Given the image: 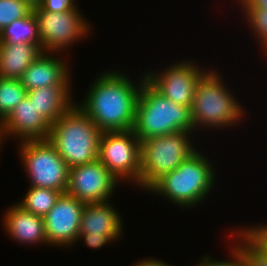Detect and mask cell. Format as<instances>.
<instances>
[{
  "instance_id": "obj_1",
  "label": "cell",
  "mask_w": 267,
  "mask_h": 266,
  "mask_svg": "<svg viewBox=\"0 0 267 266\" xmlns=\"http://www.w3.org/2000/svg\"><path fill=\"white\" fill-rule=\"evenodd\" d=\"M98 77L78 106L102 132L132 130L145 73L138 86L121 72L107 71Z\"/></svg>"
},
{
  "instance_id": "obj_2",
  "label": "cell",
  "mask_w": 267,
  "mask_h": 266,
  "mask_svg": "<svg viewBox=\"0 0 267 266\" xmlns=\"http://www.w3.org/2000/svg\"><path fill=\"white\" fill-rule=\"evenodd\" d=\"M191 107L159 93L146 79L138 96L133 131L140 142L151 137L194 131Z\"/></svg>"
},
{
  "instance_id": "obj_3",
  "label": "cell",
  "mask_w": 267,
  "mask_h": 266,
  "mask_svg": "<svg viewBox=\"0 0 267 266\" xmlns=\"http://www.w3.org/2000/svg\"><path fill=\"white\" fill-rule=\"evenodd\" d=\"M102 131L74 104L50 128L48 140L69 168L98 159Z\"/></svg>"
},
{
  "instance_id": "obj_4",
  "label": "cell",
  "mask_w": 267,
  "mask_h": 266,
  "mask_svg": "<svg viewBox=\"0 0 267 266\" xmlns=\"http://www.w3.org/2000/svg\"><path fill=\"white\" fill-rule=\"evenodd\" d=\"M215 172L209 159L196 150L175 170L163 175L148 190L179 207H193L213 189Z\"/></svg>"
},
{
  "instance_id": "obj_5",
  "label": "cell",
  "mask_w": 267,
  "mask_h": 266,
  "mask_svg": "<svg viewBox=\"0 0 267 266\" xmlns=\"http://www.w3.org/2000/svg\"><path fill=\"white\" fill-rule=\"evenodd\" d=\"M220 78L209 69L198 79L190 108L195 130L199 126L226 128L242 120L245 111Z\"/></svg>"
},
{
  "instance_id": "obj_6",
  "label": "cell",
  "mask_w": 267,
  "mask_h": 266,
  "mask_svg": "<svg viewBox=\"0 0 267 266\" xmlns=\"http://www.w3.org/2000/svg\"><path fill=\"white\" fill-rule=\"evenodd\" d=\"M191 132H177L141 141L139 186L148 190L163 175L175 170L196 148L189 140Z\"/></svg>"
},
{
  "instance_id": "obj_7",
  "label": "cell",
  "mask_w": 267,
  "mask_h": 266,
  "mask_svg": "<svg viewBox=\"0 0 267 266\" xmlns=\"http://www.w3.org/2000/svg\"><path fill=\"white\" fill-rule=\"evenodd\" d=\"M19 155L29 176L30 187L50 188L66 193L69 167L48 139L25 140Z\"/></svg>"
},
{
  "instance_id": "obj_8",
  "label": "cell",
  "mask_w": 267,
  "mask_h": 266,
  "mask_svg": "<svg viewBox=\"0 0 267 266\" xmlns=\"http://www.w3.org/2000/svg\"><path fill=\"white\" fill-rule=\"evenodd\" d=\"M98 159L116 179L126 178L139 185L141 142L133 130L102 132Z\"/></svg>"
},
{
  "instance_id": "obj_9",
  "label": "cell",
  "mask_w": 267,
  "mask_h": 266,
  "mask_svg": "<svg viewBox=\"0 0 267 266\" xmlns=\"http://www.w3.org/2000/svg\"><path fill=\"white\" fill-rule=\"evenodd\" d=\"M33 11L38 20L41 50L46 53L58 55L64 48L87 37L91 28L79 10L54 13L34 7Z\"/></svg>"
},
{
  "instance_id": "obj_10",
  "label": "cell",
  "mask_w": 267,
  "mask_h": 266,
  "mask_svg": "<svg viewBox=\"0 0 267 266\" xmlns=\"http://www.w3.org/2000/svg\"><path fill=\"white\" fill-rule=\"evenodd\" d=\"M118 182L120 181L97 159L69 168L66 193L84 203L110 201Z\"/></svg>"
},
{
  "instance_id": "obj_11",
  "label": "cell",
  "mask_w": 267,
  "mask_h": 266,
  "mask_svg": "<svg viewBox=\"0 0 267 266\" xmlns=\"http://www.w3.org/2000/svg\"><path fill=\"white\" fill-rule=\"evenodd\" d=\"M159 73H146V80L163 96L177 104L191 107L195 87L205 72L193 62L180 61Z\"/></svg>"
},
{
  "instance_id": "obj_12",
  "label": "cell",
  "mask_w": 267,
  "mask_h": 266,
  "mask_svg": "<svg viewBox=\"0 0 267 266\" xmlns=\"http://www.w3.org/2000/svg\"><path fill=\"white\" fill-rule=\"evenodd\" d=\"M85 203L68 193H62L55 205L43 217L48 245L72 246L78 240Z\"/></svg>"
},
{
  "instance_id": "obj_13",
  "label": "cell",
  "mask_w": 267,
  "mask_h": 266,
  "mask_svg": "<svg viewBox=\"0 0 267 266\" xmlns=\"http://www.w3.org/2000/svg\"><path fill=\"white\" fill-rule=\"evenodd\" d=\"M50 128L51 124L27 95L1 122L3 139L9 135L19 136L21 141L48 139Z\"/></svg>"
},
{
  "instance_id": "obj_14",
  "label": "cell",
  "mask_w": 267,
  "mask_h": 266,
  "mask_svg": "<svg viewBox=\"0 0 267 266\" xmlns=\"http://www.w3.org/2000/svg\"><path fill=\"white\" fill-rule=\"evenodd\" d=\"M47 54L42 52L23 73L20 81L27 91L46 86L71 84V75L66 62L60 57L54 58L52 52Z\"/></svg>"
},
{
  "instance_id": "obj_15",
  "label": "cell",
  "mask_w": 267,
  "mask_h": 266,
  "mask_svg": "<svg viewBox=\"0 0 267 266\" xmlns=\"http://www.w3.org/2000/svg\"><path fill=\"white\" fill-rule=\"evenodd\" d=\"M108 203H85L82 211L79 234L90 236L107 235L113 242L123 233V223L119 213Z\"/></svg>"
},
{
  "instance_id": "obj_16",
  "label": "cell",
  "mask_w": 267,
  "mask_h": 266,
  "mask_svg": "<svg viewBox=\"0 0 267 266\" xmlns=\"http://www.w3.org/2000/svg\"><path fill=\"white\" fill-rule=\"evenodd\" d=\"M3 222L5 232L19 243L48 244L43 217L24 210L18 204L8 209Z\"/></svg>"
},
{
  "instance_id": "obj_17",
  "label": "cell",
  "mask_w": 267,
  "mask_h": 266,
  "mask_svg": "<svg viewBox=\"0 0 267 266\" xmlns=\"http://www.w3.org/2000/svg\"><path fill=\"white\" fill-rule=\"evenodd\" d=\"M71 85H55L40 87L27 91L29 99L39 113L52 125L65 112H67L74 102L70 94Z\"/></svg>"
},
{
  "instance_id": "obj_18",
  "label": "cell",
  "mask_w": 267,
  "mask_h": 266,
  "mask_svg": "<svg viewBox=\"0 0 267 266\" xmlns=\"http://www.w3.org/2000/svg\"><path fill=\"white\" fill-rule=\"evenodd\" d=\"M42 52L36 44L0 43V77L20 80L25 70Z\"/></svg>"
},
{
  "instance_id": "obj_19",
  "label": "cell",
  "mask_w": 267,
  "mask_h": 266,
  "mask_svg": "<svg viewBox=\"0 0 267 266\" xmlns=\"http://www.w3.org/2000/svg\"><path fill=\"white\" fill-rule=\"evenodd\" d=\"M0 43L36 44L41 49L38 20L34 11L24 18L14 20L0 31Z\"/></svg>"
},
{
  "instance_id": "obj_20",
  "label": "cell",
  "mask_w": 267,
  "mask_h": 266,
  "mask_svg": "<svg viewBox=\"0 0 267 266\" xmlns=\"http://www.w3.org/2000/svg\"><path fill=\"white\" fill-rule=\"evenodd\" d=\"M61 194L62 192L58 190L29 186L22 202L17 204L28 212L44 217Z\"/></svg>"
},
{
  "instance_id": "obj_21",
  "label": "cell",
  "mask_w": 267,
  "mask_h": 266,
  "mask_svg": "<svg viewBox=\"0 0 267 266\" xmlns=\"http://www.w3.org/2000/svg\"><path fill=\"white\" fill-rule=\"evenodd\" d=\"M27 90L19 79L0 77V122L26 97Z\"/></svg>"
},
{
  "instance_id": "obj_22",
  "label": "cell",
  "mask_w": 267,
  "mask_h": 266,
  "mask_svg": "<svg viewBox=\"0 0 267 266\" xmlns=\"http://www.w3.org/2000/svg\"><path fill=\"white\" fill-rule=\"evenodd\" d=\"M33 11L24 0H0V31L12 23L26 17Z\"/></svg>"
},
{
  "instance_id": "obj_23",
  "label": "cell",
  "mask_w": 267,
  "mask_h": 266,
  "mask_svg": "<svg viewBox=\"0 0 267 266\" xmlns=\"http://www.w3.org/2000/svg\"><path fill=\"white\" fill-rule=\"evenodd\" d=\"M242 10L264 50L267 47V7H242Z\"/></svg>"
},
{
  "instance_id": "obj_24",
  "label": "cell",
  "mask_w": 267,
  "mask_h": 266,
  "mask_svg": "<svg viewBox=\"0 0 267 266\" xmlns=\"http://www.w3.org/2000/svg\"><path fill=\"white\" fill-rule=\"evenodd\" d=\"M243 266H267V252L263 250L242 228Z\"/></svg>"
},
{
  "instance_id": "obj_25",
  "label": "cell",
  "mask_w": 267,
  "mask_h": 266,
  "mask_svg": "<svg viewBox=\"0 0 267 266\" xmlns=\"http://www.w3.org/2000/svg\"><path fill=\"white\" fill-rule=\"evenodd\" d=\"M239 231V232H238ZM236 233L235 231L231 233V236H235V238L240 237L241 240H239L238 244L232 246L230 254H233L231 256V260H221V261H216L215 259L211 258L210 256H206L201 260V262L197 266H243V261H242V230H238ZM213 259V260H211Z\"/></svg>"
},
{
  "instance_id": "obj_26",
  "label": "cell",
  "mask_w": 267,
  "mask_h": 266,
  "mask_svg": "<svg viewBox=\"0 0 267 266\" xmlns=\"http://www.w3.org/2000/svg\"><path fill=\"white\" fill-rule=\"evenodd\" d=\"M74 0H43L38 6L42 11L47 12H66L78 10Z\"/></svg>"
},
{
  "instance_id": "obj_27",
  "label": "cell",
  "mask_w": 267,
  "mask_h": 266,
  "mask_svg": "<svg viewBox=\"0 0 267 266\" xmlns=\"http://www.w3.org/2000/svg\"><path fill=\"white\" fill-rule=\"evenodd\" d=\"M243 228V230L263 249L267 252V226L259 225L258 227Z\"/></svg>"
},
{
  "instance_id": "obj_28",
  "label": "cell",
  "mask_w": 267,
  "mask_h": 266,
  "mask_svg": "<svg viewBox=\"0 0 267 266\" xmlns=\"http://www.w3.org/2000/svg\"><path fill=\"white\" fill-rule=\"evenodd\" d=\"M84 239V244L91 248H101L109 242H113L107 235L100 234V236H90V234H79L78 240Z\"/></svg>"
},
{
  "instance_id": "obj_29",
  "label": "cell",
  "mask_w": 267,
  "mask_h": 266,
  "mask_svg": "<svg viewBox=\"0 0 267 266\" xmlns=\"http://www.w3.org/2000/svg\"><path fill=\"white\" fill-rule=\"evenodd\" d=\"M241 7H267V0H238Z\"/></svg>"
},
{
  "instance_id": "obj_30",
  "label": "cell",
  "mask_w": 267,
  "mask_h": 266,
  "mask_svg": "<svg viewBox=\"0 0 267 266\" xmlns=\"http://www.w3.org/2000/svg\"><path fill=\"white\" fill-rule=\"evenodd\" d=\"M132 266H171L163 261H160L159 259H145L144 261H138Z\"/></svg>"
},
{
  "instance_id": "obj_31",
  "label": "cell",
  "mask_w": 267,
  "mask_h": 266,
  "mask_svg": "<svg viewBox=\"0 0 267 266\" xmlns=\"http://www.w3.org/2000/svg\"><path fill=\"white\" fill-rule=\"evenodd\" d=\"M24 1H26L30 6L34 8L38 7L43 0H24Z\"/></svg>"
},
{
  "instance_id": "obj_32",
  "label": "cell",
  "mask_w": 267,
  "mask_h": 266,
  "mask_svg": "<svg viewBox=\"0 0 267 266\" xmlns=\"http://www.w3.org/2000/svg\"><path fill=\"white\" fill-rule=\"evenodd\" d=\"M2 142H3V136H2L1 122H0V147Z\"/></svg>"
}]
</instances>
